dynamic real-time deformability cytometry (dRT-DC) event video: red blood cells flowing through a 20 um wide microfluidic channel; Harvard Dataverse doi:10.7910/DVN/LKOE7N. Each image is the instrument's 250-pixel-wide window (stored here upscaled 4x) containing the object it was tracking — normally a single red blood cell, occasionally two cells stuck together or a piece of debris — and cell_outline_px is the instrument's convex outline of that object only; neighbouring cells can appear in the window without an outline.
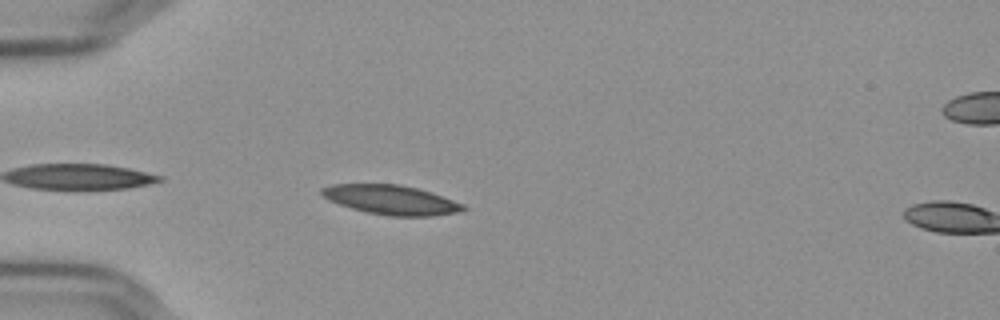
{"species": "Egyptian fruit bat (a non-hibernating species)", "species_latin": "Rousettus aegyptiacus", "temperature_condition": "cold", "stored_images_in_passage": 5, "camera_frame_rate_fps": 3000, "um_per_image_px": 0.085, "frame": {"image": 1, "passage_image": 3, "time_ms": 0.667, "image_size_px": [1000, 320], "cell_outline_px": [[468, 208], [456, 212], [432, 216], [388, 216], [368, 212], [352, 208], [328, 200], [320, 192], [320, 188], [332, 184], [400, 184], [432, 192], [464, 204]], "centroid_in_image_um": [33.25, 16.98], "position_along_channel_um": 51.8, "area_um2": 24.16}}